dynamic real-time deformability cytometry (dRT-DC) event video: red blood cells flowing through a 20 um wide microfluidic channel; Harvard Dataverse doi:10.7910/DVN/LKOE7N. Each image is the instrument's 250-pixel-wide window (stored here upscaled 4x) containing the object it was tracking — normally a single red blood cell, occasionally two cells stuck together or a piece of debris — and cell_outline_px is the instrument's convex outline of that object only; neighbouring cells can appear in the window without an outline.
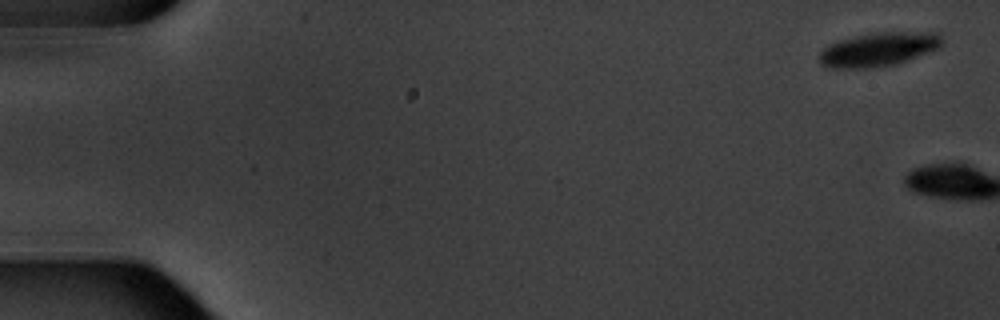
{"species": "common noctule bat (a hibernating species)", "species_latin": "Nyctalus noctula", "temperature_condition": "warm", "stored_images_in_passage": 6, "camera_frame_rate_fps": 3000, "um_per_image_px": 0.085, "animal": {"sex": "male", "body_mass_g": 20.1, "forearm_length_mm": 53.5}, "frame": {"image": 1, "passage_image": 1, "time_ms": 0.0, "image_size_px": [1000, 320], "cell_outline_px": [[944, 44], [940, 48], [896, 64], [872, 68], [828, 68], [820, 64], [820, 52], [824, 48], [840, 40], [856, 36], [880, 32], [936, 32], [940, 36]], "centroid_in_image_um": [74.71, 4.2], "position_along_channel_um": 10.3, "area_um2": 24.1}}